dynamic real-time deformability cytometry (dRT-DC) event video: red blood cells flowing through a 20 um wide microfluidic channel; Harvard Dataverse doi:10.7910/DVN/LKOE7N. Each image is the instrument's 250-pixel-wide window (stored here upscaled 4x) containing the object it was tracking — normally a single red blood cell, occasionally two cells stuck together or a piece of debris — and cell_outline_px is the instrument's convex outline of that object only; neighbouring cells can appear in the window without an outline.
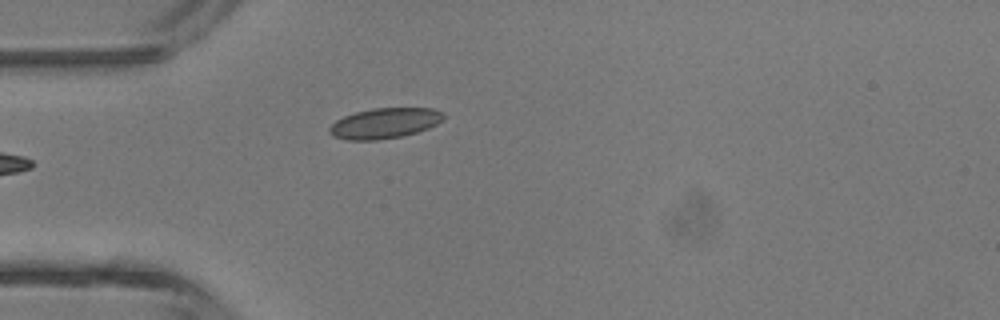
{"species": "common noctule bat (a hibernating species)", "species_latin": "Nyctalus noctula", "temperature_condition": "room temperature", "stored_images_in_passage": 6, "camera_frame_rate_fps": 3000, "um_per_image_px": 0.085, "animal": {"sex": "male", "body_mass_g": 13.3}, "frame": {"image": 1, "passage_image": 6, "time_ms": 5.667, "image_size_px": [1000, 320], "cell_outline_px": [[444, 116], [436, 124], [428, 128], [416, 132], [400, 136], [376, 140], [344, 140], [332, 136], [328, 132], [328, 128], [336, 120], [344, 116], [356, 112], [372, 108], [432, 108], [444, 112]], "centroid_in_image_um": [32.65, 10.47], "position_along_channel_um": 52.4, "area_um2": 20.17}}